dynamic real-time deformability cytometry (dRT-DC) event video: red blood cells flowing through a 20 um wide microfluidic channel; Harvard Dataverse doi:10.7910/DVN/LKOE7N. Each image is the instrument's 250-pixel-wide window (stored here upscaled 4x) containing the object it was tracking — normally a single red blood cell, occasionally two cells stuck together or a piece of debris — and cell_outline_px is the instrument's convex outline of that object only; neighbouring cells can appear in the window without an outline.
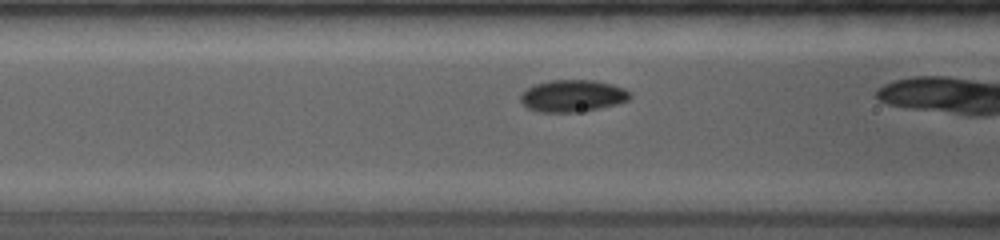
{"species": "common noctule bat (a hibernating species)", "species_latin": "Nyctalus noctula", "temperature_condition": "room temperature", "stored_images_in_passage": 66, "camera_frame_rate_fps": 4000, "um_per_image_px": 0.085, "animal": {"sex": "female", "body_mass_g": 19.0, "forearm_length_mm": 53.3}, "frame": {"image": 1, "passage_image": 14, "time_ms": 1.75, "image_size_px": [1000, 240], "cell_outline_px": [[632, 96], [628, 100], [616, 104], [600, 108], [576, 112], [540, 112], [528, 108], [520, 100], [520, 96], [532, 84], [548, 80], [596, 80], [612, 84], [624, 88], [632, 92]], "centroid_in_image_um": [48.69, 8.13], "position_along_channel_um": 117.9, "area_um2": 20.52}}
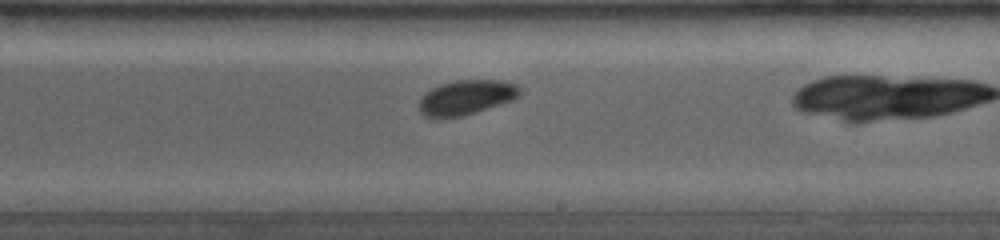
{"frame": {"image": 2, "passage_image": 40, "time_ms": 5.0, "image_size_px": [1000, 240], "cell_outline_px": [[520, 92], [512, 100], [476, 112], [444, 120], [432, 120], [424, 116], [420, 112], [420, 100], [432, 88], [440, 84], [456, 80], [504, 80], [516, 84], [520, 88]], "centroid_in_image_um": [39.59, 8.31], "position_along_channel_um": 249.4, "area_um2": 20.52}}
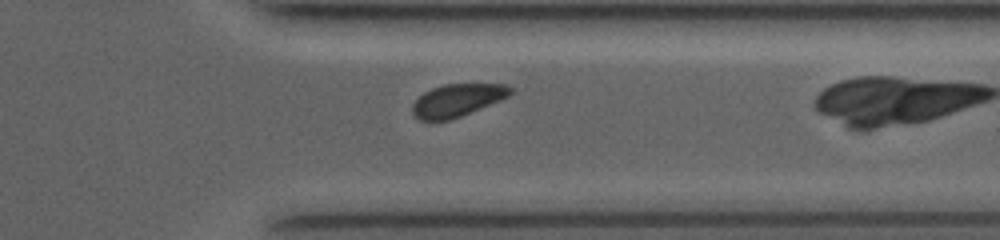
{"frame": {"image": 3, "passage_image": 61, "time_ms": 8.0, "image_size_px": [1000, 240], "cell_outline_px": [[512, 92], [508, 96], [500, 100], [460, 116], [448, 120], [420, 120], [412, 112], [412, 104], [424, 92], [432, 88], [444, 84], [504, 84], [512, 88]], "centroid_in_image_um": [38.85, 8.51], "position_along_channel_um": 372.5, "area_um2": 18.26}}